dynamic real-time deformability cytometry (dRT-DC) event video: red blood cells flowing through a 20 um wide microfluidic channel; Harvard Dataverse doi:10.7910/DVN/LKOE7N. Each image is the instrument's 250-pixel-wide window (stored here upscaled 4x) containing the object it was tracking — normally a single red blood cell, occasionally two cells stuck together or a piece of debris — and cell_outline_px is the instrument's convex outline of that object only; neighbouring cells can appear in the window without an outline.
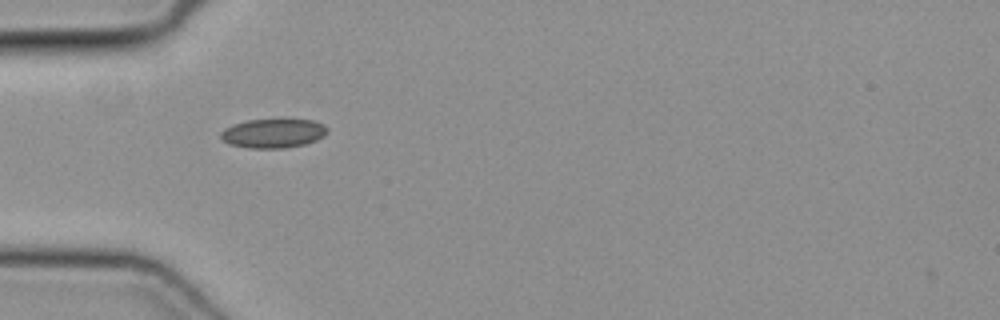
{"species": "common noctule bat (a hibernating species)", "species_latin": "Nyctalus noctula", "temperature_condition": "cold", "stored_images_in_passage": 35, "camera_frame_rate_fps": 3000, "um_per_image_px": 0.085, "animal": {"sex": "female", "body_mass_g": 19.3, "forearm_length_mm": 54.1}, "frame": {"image": 1, "passage_image": 1, "time_ms": 0.0, "image_size_px": [1000, 320], "cell_outline_px": [[328, 132], [324, 136], [316, 140], [304, 144], [284, 148], [248, 148], [228, 144], [220, 136], [220, 132], [224, 128], [232, 124], [248, 120], [280, 116], [312, 120], [324, 124], [328, 128]], "centroid_in_image_um": [23.24, 11.27], "position_along_channel_um": 61.8, "area_um2": 19.02}}
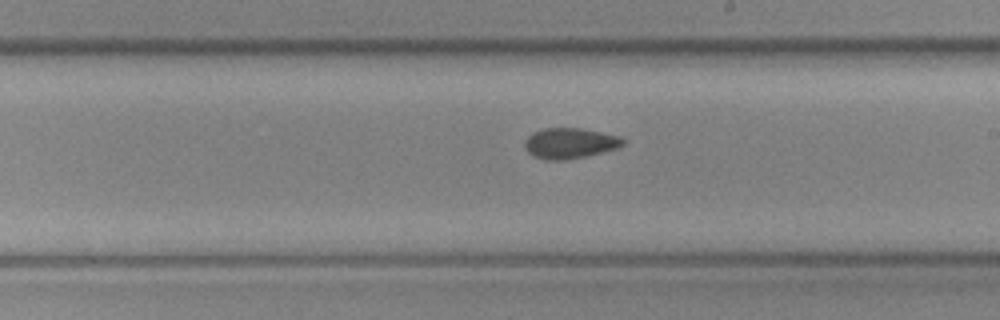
{"frame": {"image": 2, "passage_image": 14, "time_ms": 4.333, "image_size_px": [1000, 320], "cell_outline_px": [[624, 144], [616, 148], [584, 156], [564, 160], [544, 160], [528, 152], [524, 148], [524, 140], [532, 132], [544, 128], [580, 128], [620, 136], [624, 140]], "centroid_in_image_um": [48.39, 12.16], "position_along_channel_um": 240.6, "area_um2": 17.34}}
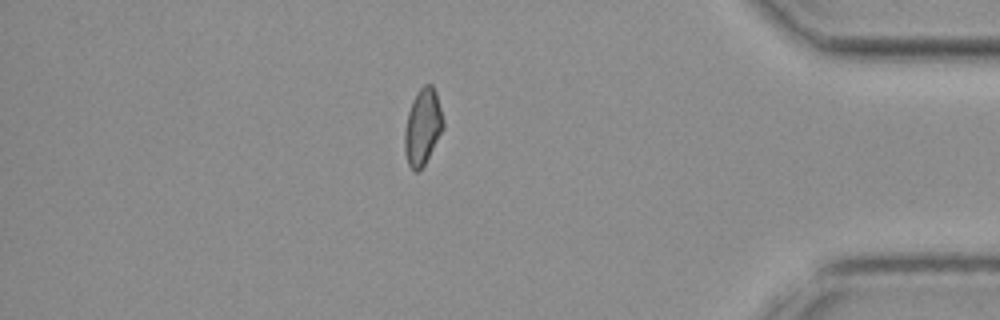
{"frame": {"image": 3, "passage_image": 28, "time_ms": 9.0, "image_size_px": [1000, 320], "cell_outline_px": [[444, 128], [424, 164], [416, 172], [412, 172], [408, 164], [404, 152], [404, 132], [408, 112], [412, 100], [416, 92], [424, 84], [432, 84], [436, 92], [444, 120]], "centroid_in_image_um": [35.91, 10.77], "position_along_channel_um": 399.3, "area_um2": 17.22}}